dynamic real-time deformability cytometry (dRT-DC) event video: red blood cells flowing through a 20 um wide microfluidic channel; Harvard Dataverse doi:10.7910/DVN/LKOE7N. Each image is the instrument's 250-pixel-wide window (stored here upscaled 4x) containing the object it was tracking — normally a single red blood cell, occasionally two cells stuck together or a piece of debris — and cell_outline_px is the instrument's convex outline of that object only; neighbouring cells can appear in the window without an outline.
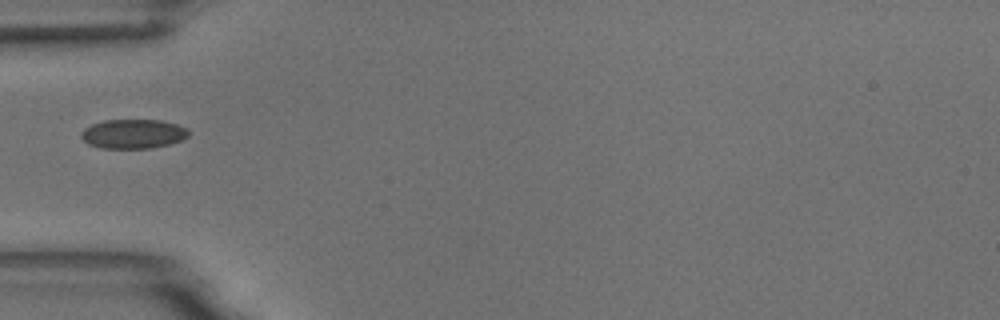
{"species": "common noctule bat (a hibernating species)", "species_latin": "Nyctalus noctula", "temperature_condition": "room temperature", "stored_images_in_passage": 4, "segment_of_instrument_passage": [2, 2], "camera_frame_rate_fps": 3000, "um_per_image_px": 0.085, "animal": {"sex": "male", "body_mass_g": 18.8}, "frame": {"image": 1, "passage_image": 4, "time_ms": 4.333, "image_size_px": [1000, 320], "cell_outline_px": [[188, 136], [180, 140], [168, 144], [152, 148], [100, 148], [88, 144], [80, 136], [80, 132], [84, 128], [92, 124], [104, 120], [160, 120], [176, 124], [188, 128]], "centroid_in_image_um": [11.29, 11.37], "position_along_channel_um": 73.7, "area_um2": 18.32}}